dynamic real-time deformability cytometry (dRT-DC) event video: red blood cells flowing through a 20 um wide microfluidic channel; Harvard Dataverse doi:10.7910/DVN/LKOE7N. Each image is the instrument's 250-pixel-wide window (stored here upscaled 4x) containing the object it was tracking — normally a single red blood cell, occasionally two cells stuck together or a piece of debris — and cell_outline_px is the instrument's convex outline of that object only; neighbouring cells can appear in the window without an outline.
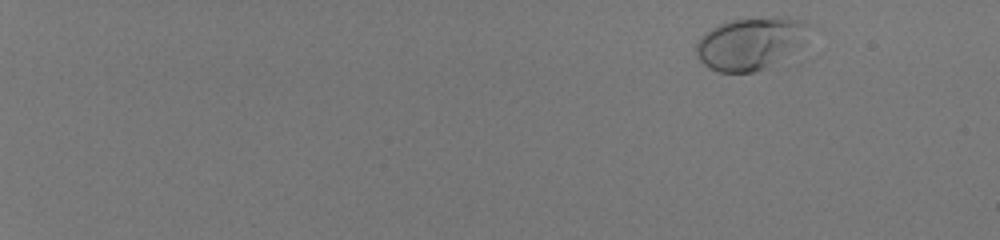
{"species": "human", "species_latin": "Homo sapiens", "temperature_condition": "room temperature", "stored_images_in_passage": 17, "camera_frame_rate_fps": 3000, "um_per_image_px": 0.085, "donor": {"sex": "male"}, "frame": {"image": 1, "passage_image": 4, "time_ms": 1.0, "image_size_px": [1000, 240], "cell_outline_px": [[820, 28], [800, 44], [764, 68], [752, 72], [720, 72], [708, 68], [696, 56], [696, 44], [700, 36], [712, 28], [720, 24], [732, 20], [776, 16], [788, 16], [804, 20]], "centroid_in_image_um": [63.86, 3.63], "position_along_channel_um": 21.1, "area_um2": 34.62}}